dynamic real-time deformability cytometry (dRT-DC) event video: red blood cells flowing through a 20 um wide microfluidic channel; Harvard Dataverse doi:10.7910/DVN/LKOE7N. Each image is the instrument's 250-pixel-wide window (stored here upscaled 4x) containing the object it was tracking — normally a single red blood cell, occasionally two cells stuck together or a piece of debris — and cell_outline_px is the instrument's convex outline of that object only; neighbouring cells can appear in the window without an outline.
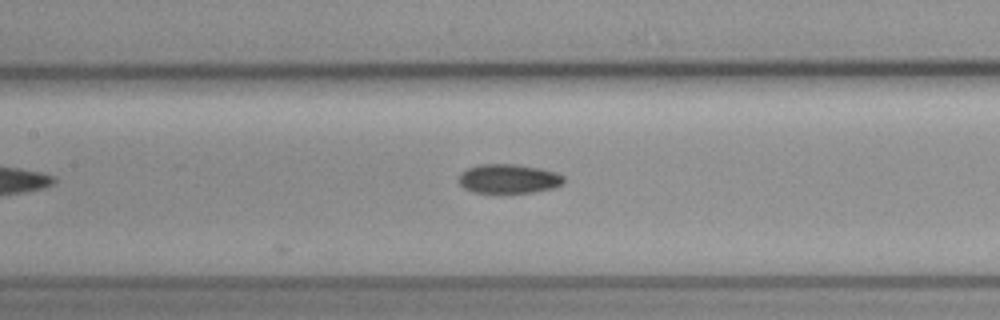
{"species": "common noctule bat (a hibernating species)", "species_latin": "Nyctalus noctula", "temperature_condition": "cold", "stored_images_in_passage": 7, "camera_frame_rate_fps": 3000, "um_per_image_px": 0.085, "animal": {"sex": "female", "body_mass_g": 19.3, "forearm_length_mm": 54.1}, "frame": {"image": 1, "passage_image": 7, "time_ms": 2.0, "image_size_px": [1000, 320], "cell_outline_px": [[564, 184], [552, 188], [532, 192], [500, 196], [472, 192], [464, 188], [456, 180], [460, 172], [468, 168], [480, 164], [516, 164], [540, 168], [556, 172], [564, 176]], "centroid_in_image_um": [43.18, 15.24], "position_along_channel_um": 164.2, "area_um2": 18.84}}